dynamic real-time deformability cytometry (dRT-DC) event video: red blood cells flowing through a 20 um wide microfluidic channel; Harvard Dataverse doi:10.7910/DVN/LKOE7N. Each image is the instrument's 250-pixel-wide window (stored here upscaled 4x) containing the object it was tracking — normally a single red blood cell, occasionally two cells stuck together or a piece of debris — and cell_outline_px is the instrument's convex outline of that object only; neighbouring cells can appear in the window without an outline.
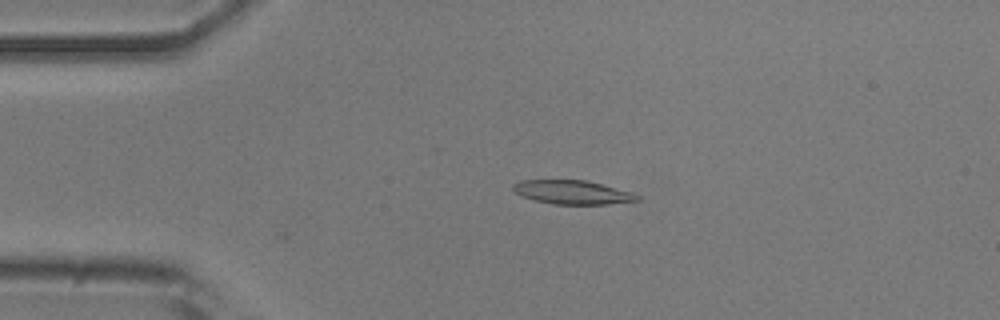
{"species": "common noctule bat (a hibernating species)", "species_latin": "Nyctalus noctula", "temperature_condition": "room temperature", "stored_images_in_passage": 53, "camera_frame_rate_fps": 3000, "um_per_image_px": 0.085, "animal": {"sex": "male", "body_mass_g": 20.5, "forearm_length_mm": 52.5}, "frame": {"image": 1, "passage_image": 11, "time_ms": 3.333, "image_size_px": [1000, 320], "cell_outline_px": [[640, 200], [608, 204], [552, 204], [536, 200], [524, 196], [516, 192], [512, 188], [512, 184], [520, 180], [584, 180], [632, 192], [640, 196]], "centroid_in_image_um": [48.66, 16.34], "position_along_channel_um": 36.3, "area_um2": 16.99}}
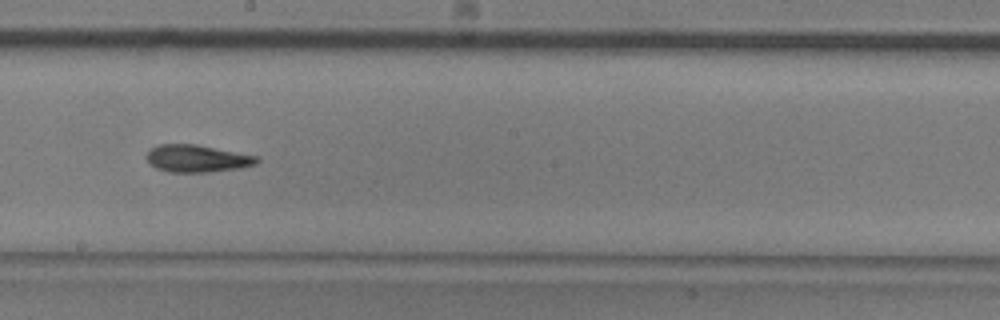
{"frame": {"image": 2, "passage_image": 29, "time_ms": 9.333, "image_size_px": [1000, 320], "cell_outline_px": [[260, 160], [256, 164], [240, 168], [208, 172], [168, 172], [156, 168], [148, 164], [144, 156], [152, 148], [160, 144], [196, 144], [260, 156]], "centroid_in_image_um": [16.75, 13.47], "position_along_channel_um": 231.5, "area_um2": 17.8}}
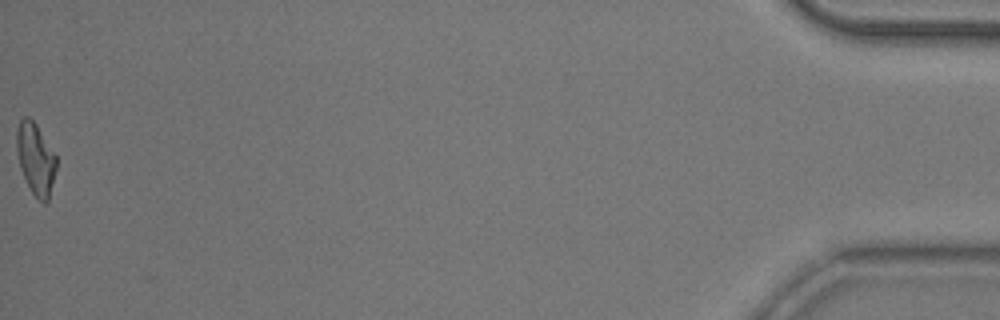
{"frame": {"image": 3, "passage_image": 53, "time_ms": 17.333, "image_size_px": [1000, 320], "cell_outline_px": [[56, 168], [48, 200], [44, 204], [32, 192], [20, 168], [16, 148], [16, 132], [20, 120], [24, 116], [28, 116], [36, 124], [56, 156]], "centroid_in_image_um": [3.01, 13.47], "position_along_channel_um": 432.2, "area_um2": 16.24}, "authors_computed_cell_mechanics": {"area_um2": 17.1666, "velocity_mm_per_s": 3.7759, "shape_relaxation_time_tau1_ms": 5.6974, "shape_relaxation_time_tau2_ms": 4.442, "deformation_change_tau1": 0.2014, "deformation_change_tau2": 0.1439}}